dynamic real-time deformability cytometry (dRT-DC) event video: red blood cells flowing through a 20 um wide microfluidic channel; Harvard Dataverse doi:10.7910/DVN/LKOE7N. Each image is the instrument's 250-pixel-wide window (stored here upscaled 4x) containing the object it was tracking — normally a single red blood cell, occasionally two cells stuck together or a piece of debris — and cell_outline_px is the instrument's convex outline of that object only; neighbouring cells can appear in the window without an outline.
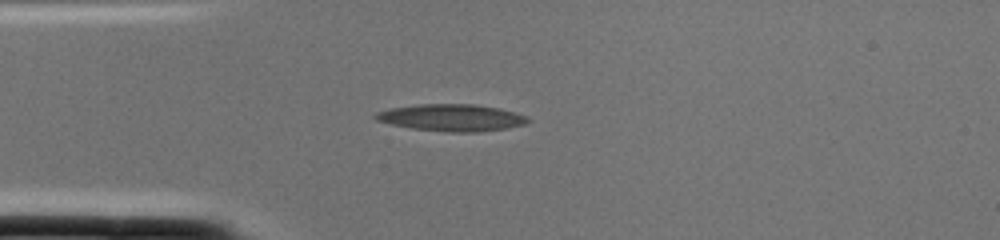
{"species": "common noctule bat (a hibernating species)", "species_latin": "Nyctalus noctula", "temperature_condition": "cold", "stored_images_in_passage": 1, "camera_frame_rate_fps": 3000, "um_per_image_px": 0.085, "animal": {"sex": "female", "body_mass_g": 22.0, "forearm_length_mm": 56.7}, "frame": {"image": 1, "passage_image": 1, "time_ms": 0.0, "image_size_px": [1000, 240], "cell_outline_px": [[532, 120], [528, 124], [508, 128], [480, 132], [448, 132], [412, 128], [392, 124], [376, 120], [372, 116], [376, 112], [392, 108], [420, 104], [472, 104], [500, 108], [528, 116]], "centroid_in_image_um": [38.45, 10.0], "position_along_channel_um": 46.5, "area_um2": 24.04}}